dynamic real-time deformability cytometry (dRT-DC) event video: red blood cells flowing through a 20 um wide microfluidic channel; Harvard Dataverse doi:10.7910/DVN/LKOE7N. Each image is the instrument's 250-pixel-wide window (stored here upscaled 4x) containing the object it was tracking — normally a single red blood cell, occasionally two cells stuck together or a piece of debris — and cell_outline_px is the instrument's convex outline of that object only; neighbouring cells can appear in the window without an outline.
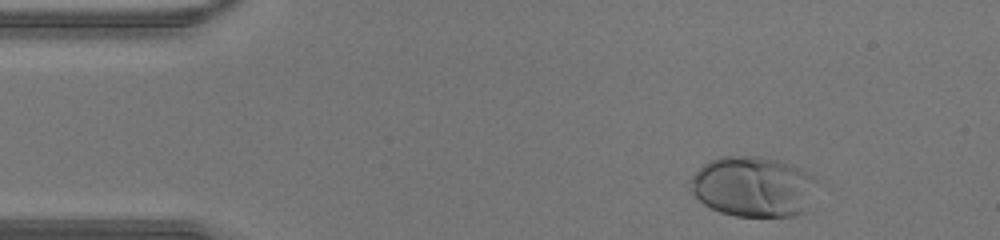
{"species": "human", "species_latin": "Homo sapiens", "temperature_condition": "warm", "stored_images_in_passage": 33, "camera_frame_rate_fps": 3000, "um_per_image_px": 0.085, "donor": {"sex": "male"}, "frame": {"image": 1, "passage_image": 2, "time_ms": 0.333, "image_size_px": [1000, 240], "cell_outline_px": [[816, 180], [800, 212], [792, 216], [736, 216], [720, 212], [704, 204], [692, 192], [688, 180], [704, 164], [720, 156], [756, 156], [776, 160], [792, 164], [808, 172]], "centroid_in_image_um": [63.93, 15.84], "position_along_channel_um": 21.1, "area_um2": 43.64}}
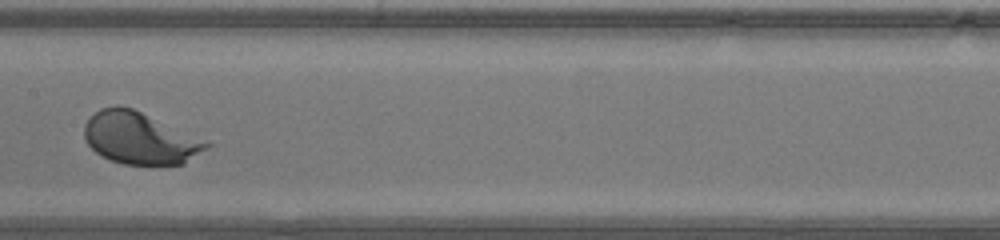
{"frame": {"image": 2, "passage_image": 19, "time_ms": 6.0, "image_size_px": [1000, 240], "cell_outline_px": [[212, 144], [208, 148], [184, 164], [124, 164], [112, 160], [96, 152], [88, 144], [84, 136], [84, 124], [100, 108], [116, 104], [132, 108]], "centroid_in_image_um": [11.85, 11.74], "position_along_channel_um": 195.5, "area_um2": 36.3}}
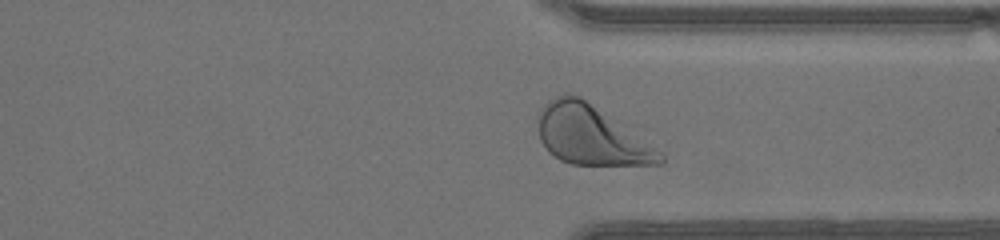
{"frame": {"image": 3, "passage_image": 30, "time_ms": 9.667, "image_size_px": [1000, 240], "cell_outline_px": [[664, 164], [572, 164], [560, 160], [548, 152], [540, 140], [536, 116], [540, 108], [548, 100], [564, 92], [580, 96], [660, 152], [664, 156]], "centroid_in_image_um": [50.11, 11.47], "position_along_channel_um": 361.3, "area_um2": 41.38}}